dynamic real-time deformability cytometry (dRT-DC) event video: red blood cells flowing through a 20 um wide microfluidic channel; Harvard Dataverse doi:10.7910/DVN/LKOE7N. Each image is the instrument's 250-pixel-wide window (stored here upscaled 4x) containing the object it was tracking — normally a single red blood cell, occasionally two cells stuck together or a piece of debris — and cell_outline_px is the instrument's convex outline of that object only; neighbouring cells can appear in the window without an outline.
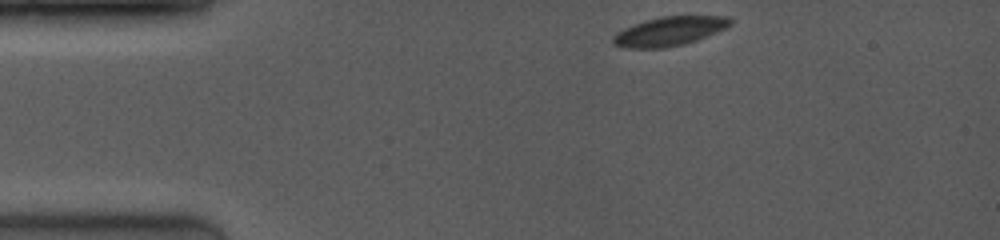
{"species": "common noctule bat (a hibernating species)", "species_latin": "Nyctalus noctula", "temperature_condition": "room temperature", "stored_images_in_passage": 50, "camera_frame_rate_fps": 4000, "um_per_image_px": 0.085, "animal": {"sex": "female", "body_mass_g": 19.0, "forearm_length_mm": 53.3}, "frame": {"image": 1, "passage_image": 1, "time_ms": 0.0, "image_size_px": [1000, 240], "cell_outline_px": [[732, 24], [728, 28], [696, 40], [684, 44], [664, 48], [624, 48], [612, 44], [612, 36], [616, 32], [632, 24], [664, 16], [728, 16], [732, 20]], "centroid_in_image_um": [56.89, 2.66], "position_along_channel_um": 28.1, "area_um2": 20.0}}
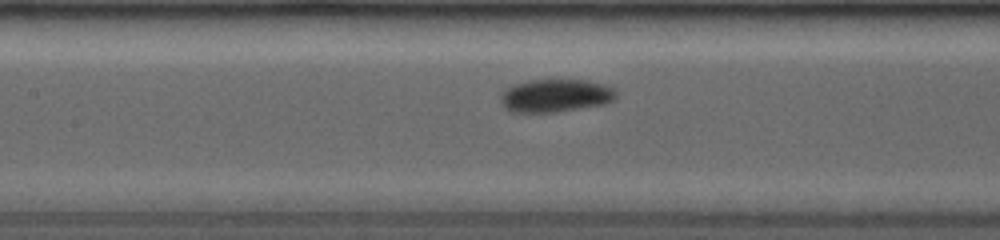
{"frame": {"image": 2, "passage_image": 20, "time_ms": 4.75, "image_size_px": [1000, 240], "cell_outline_px": [[616, 96], [612, 100], [604, 104], [556, 112], [508, 112], [504, 108], [500, 100], [500, 96], [508, 88], [516, 84], [536, 80], [580, 80], [600, 84], [612, 88], [616, 92]], "centroid_in_image_um": [47.18, 8.15], "position_along_channel_um": 160.2, "area_um2": 21.73}}
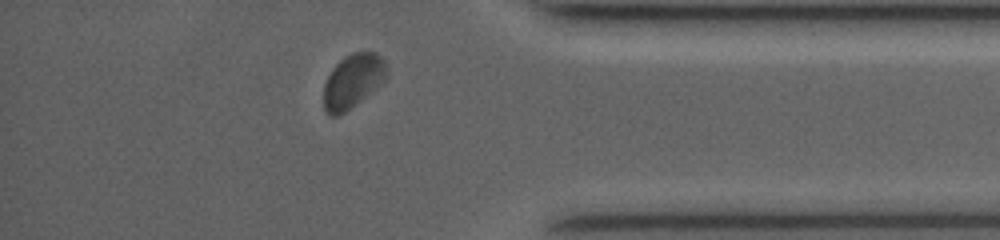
{"frame": {"image": 3, "passage_image": 45, "time_ms": 11.0, "image_size_px": [1000, 240], "cell_outline_px": [[388, 76], [376, 88], [356, 104], [344, 112], [336, 116], [332, 116], [324, 108], [324, 84], [332, 68], [344, 56], [352, 52], [376, 52], [384, 60], [388, 68]], "centroid_in_image_um": [30.01, 6.86], "position_along_channel_um": 405.2, "area_um2": 19.77}, "authors_computed_cell_mechanics": {"area_um2": 20.6346, "velocity_mm_per_s": 4.0364, "shape_relaxation_time_tau1_ms": 1.5351, "shape_relaxation_time_tau2_ms": null, "deformation_change_tau1": 0.0691, "deformation_change_tau2": null}}